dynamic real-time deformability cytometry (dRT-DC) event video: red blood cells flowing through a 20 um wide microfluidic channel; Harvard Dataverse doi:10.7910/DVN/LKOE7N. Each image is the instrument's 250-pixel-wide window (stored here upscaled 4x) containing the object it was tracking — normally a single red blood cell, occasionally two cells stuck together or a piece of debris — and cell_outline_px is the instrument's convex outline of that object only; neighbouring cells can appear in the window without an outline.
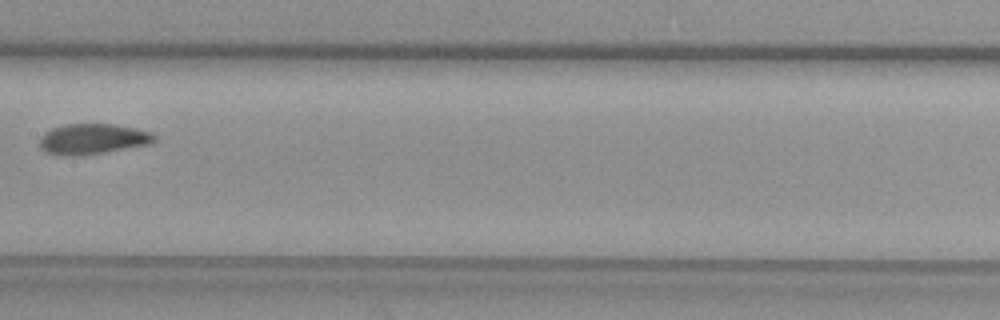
{"species": "common noctule bat (a hibernating species)", "species_latin": "Nyctalus noctula", "temperature_condition": "warm", "stored_images_in_passage": 4, "camera_frame_rate_fps": 3000, "um_per_image_px": 0.085, "animal": {"sex": "female", "body_mass_g": 29.2, "forearm_length_mm": 56.3}, "frame": {"image": 1, "passage_image": 4, "time_ms": 1.0, "image_size_px": [1000, 320], "cell_outline_px": [[156, 140], [152, 144], [104, 152], [72, 156], [64, 156], [48, 152], [40, 148], [40, 136], [44, 132], [52, 128], [64, 124], [112, 124], [136, 128], [152, 132], [156, 136]], "centroid_in_image_um": [7.9, 11.8], "position_along_channel_um": 199.5, "area_um2": 20.46}}